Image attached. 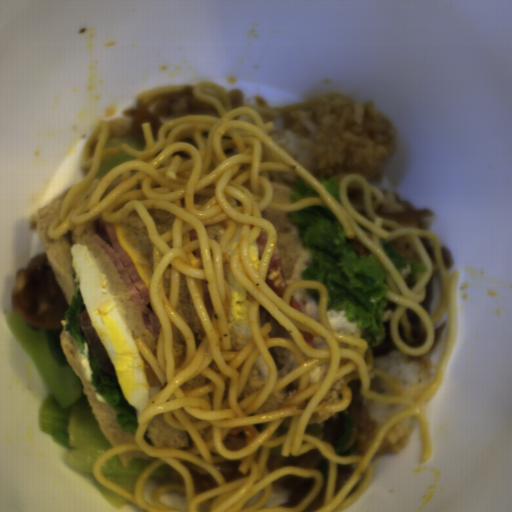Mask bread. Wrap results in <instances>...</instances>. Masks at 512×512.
Listing matches in <instances>:
<instances>
[{
    "instance_id": "bread-1",
    "label": "bread",
    "mask_w": 512,
    "mask_h": 512,
    "mask_svg": "<svg viewBox=\"0 0 512 512\" xmlns=\"http://www.w3.org/2000/svg\"><path fill=\"white\" fill-rule=\"evenodd\" d=\"M68 192L64 191L57 194L30 217V221L38 229L42 249L65 294L67 307L77 290V275L71 250L73 244H81L87 248L99 268L116 309L133 340L141 338L158 359L160 338L147 330L133 297L113 259L91 238L94 232L93 221L95 218L88 222L81 237L75 235L71 228L58 240L50 239L48 227L58 217L64 197Z\"/></svg>"
},
{
    "instance_id": "bread-2",
    "label": "bread",
    "mask_w": 512,
    "mask_h": 512,
    "mask_svg": "<svg viewBox=\"0 0 512 512\" xmlns=\"http://www.w3.org/2000/svg\"><path fill=\"white\" fill-rule=\"evenodd\" d=\"M59 339L64 355L70 367L80 379L92 412L112 447L114 448L120 444L136 443V434L123 431L113 407L97 392L93 385L88 342L81 351L75 339L66 330V321L63 323Z\"/></svg>"
},
{
    "instance_id": "bread-3",
    "label": "bread",
    "mask_w": 512,
    "mask_h": 512,
    "mask_svg": "<svg viewBox=\"0 0 512 512\" xmlns=\"http://www.w3.org/2000/svg\"><path fill=\"white\" fill-rule=\"evenodd\" d=\"M261 218L270 221L276 230L277 253L288 285L303 280L309 251L305 248L289 211H274L267 207L261 211Z\"/></svg>"
},
{
    "instance_id": "bread-4",
    "label": "bread",
    "mask_w": 512,
    "mask_h": 512,
    "mask_svg": "<svg viewBox=\"0 0 512 512\" xmlns=\"http://www.w3.org/2000/svg\"><path fill=\"white\" fill-rule=\"evenodd\" d=\"M122 238L129 244L150 281L154 273V243L150 238L137 210L119 220Z\"/></svg>"
},
{
    "instance_id": "bread-5",
    "label": "bread",
    "mask_w": 512,
    "mask_h": 512,
    "mask_svg": "<svg viewBox=\"0 0 512 512\" xmlns=\"http://www.w3.org/2000/svg\"><path fill=\"white\" fill-rule=\"evenodd\" d=\"M143 438L148 445L155 447H172L185 451L194 446L189 432L168 426L163 421V413L156 414L151 419Z\"/></svg>"
},
{
    "instance_id": "bread-6",
    "label": "bread",
    "mask_w": 512,
    "mask_h": 512,
    "mask_svg": "<svg viewBox=\"0 0 512 512\" xmlns=\"http://www.w3.org/2000/svg\"><path fill=\"white\" fill-rule=\"evenodd\" d=\"M179 316L190 326L194 339L196 350L202 343L206 333L200 321L199 315L191 298L186 285L185 275L180 273V292L179 301L176 309Z\"/></svg>"
},
{
    "instance_id": "bread-7",
    "label": "bread",
    "mask_w": 512,
    "mask_h": 512,
    "mask_svg": "<svg viewBox=\"0 0 512 512\" xmlns=\"http://www.w3.org/2000/svg\"><path fill=\"white\" fill-rule=\"evenodd\" d=\"M300 379L301 376L284 388L271 394L268 399L261 405V407L251 414L276 410L281 404H283L288 398L297 392L300 385Z\"/></svg>"
},
{
    "instance_id": "bread-8",
    "label": "bread",
    "mask_w": 512,
    "mask_h": 512,
    "mask_svg": "<svg viewBox=\"0 0 512 512\" xmlns=\"http://www.w3.org/2000/svg\"><path fill=\"white\" fill-rule=\"evenodd\" d=\"M277 366V379L300 365L293 352L284 347H271L268 349Z\"/></svg>"
},
{
    "instance_id": "bread-9",
    "label": "bread",
    "mask_w": 512,
    "mask_h": 512,
    "mask_svg": "<svg viewBox=\"0 0 512 512\" xmlns=\"http://www.w3.org/2000/svg\"><path fill=\"white\" fill-rule=\"evenodd\" d=\"M268 377L264 375L254 364L252 365L246 383L239 394L238 403L265 386Z\"/></svg>"
},
{
    "instance_id": "bread-10",
    "label": "bread",
    "mask_w": 512,
    "mask_h": 512,
    "mask_svg": "<svg viewBox=\"0 0 512 512\" xmlns=\"http://www.w3.org/2000/svg\"><path fill=\"white\" fill-rule=\"evenodd\" d=\"M293 293L303 313L320 323L319 303L309 295L307 289H296Z\"/></svg>"
},
{
    "instance_id": "bread-11",
    "label": "bread",
    "mask_w": 512,
    "mask_h": 512,
    "mask_svg": "<svg viewBox=\"0 0 512 512\" xmlns=\"http://www.w3.org/2000/svg\"><path fill=\"white\" fill-rule=\"evenodd\" d=\"M151 216L158 235H162L172 230L173 222L176 217L171 212L164 209H146Z\"/></svg>"
},
{
    "instance_id": "bread-12",
    "label": "bread",
    "mask_w": 512,
    "mask_h": 512,
    "mask_svg": "<svg viewBox=\"0 0 512 512\" xmlns=\"http://www.w3.org/2000/svg\"><path fill=\"white\" fill-rule=\"evenodd\" d=\"M260 326L265 323H271L272 330L268 334L269 338H292L281 324L260 304L259 310ZM293 339V338H292Z\"/></svg>"
},
{
    "instance_id": "bread-13",
    "label": "bread",
    "mask_w": 512,
    "mask_h": 512,
    "mask_svg": "<svg viewBox=\"0 0 512 512\" xmlns=\"http://www.w3.org/2000/svg\"><path fill=\"white\" fill-rule=\"evenodd\" d=\"M273 186L272 200L281 204H289L292 197L294 185L276 180H269Z\"/></svg>"
},
{
    "instance_id": "bread-14",
    "label": "bread",
    "mask_w": 512,
    "mask_h": 512,
    "mask_svg": "<svg viewBox=\"0 0 512 512\" xmlns=\"http://www.w3.org/2000/svg\"><path fill=\"white\" fill-rule=\"evenodd\" d=\"M142 359L150 401L152 397L162 389V385L160 379L158 378V376L156 375V373L154 372V370L152 369V367L150 366V364L147 362L143 355Z\"/></svg>"
},
{
    "instance_id": "bread-15",
    "label": "bread",
    "mask_w": 512,
    "mask_h": 512,
    "mask_svg": "<svg viewBox=\"0 0 512 512\" xmlns=\"http://www.w3.org/2000/svg\"><path fill=\"white\" fill-rule=\"evenodd\" d=\"M204 228L208 238L215 240L219 245L226 229L224 223L221 221L213 225L204 226Z\"/></svg>"
},
{
    "instance_id": "bread-16",
    "label": "bread",
    "mask_w": 512,
    "mask_h": 512,
    "mask_svg": "<svg viewBox=\"0 0 512 512\" xmlns=\"http://www.w3.org/2000/svg\"><path fill=\"white\" fill-rule=\"evenodd\" d=\"M116 455L122 465L129 464L130 462H132L133 460L138 459V458L154 459V460L159 459V458L150 457L143 451H135V450L134 451H126V452L119 453Z\"/></svg>"
},
{
    "instance_id": "bread-17",
    "label": "bread",
    "mask_w": 512,
    "mask_h": 512,
    "mask_svg": "<svg viewBox=\"0 0 512 512\" xmlns=\"http://www.w3.org/2000/svg\"><path fill=\"white\" fill-rule=\"evenodd\" d=\"M228 321H229V327H230V333H231V343H232V351H240L244 345L239 337V334L235 328V325L232 321V318L228 312Z\"/></svg>"
}]
</instances>
